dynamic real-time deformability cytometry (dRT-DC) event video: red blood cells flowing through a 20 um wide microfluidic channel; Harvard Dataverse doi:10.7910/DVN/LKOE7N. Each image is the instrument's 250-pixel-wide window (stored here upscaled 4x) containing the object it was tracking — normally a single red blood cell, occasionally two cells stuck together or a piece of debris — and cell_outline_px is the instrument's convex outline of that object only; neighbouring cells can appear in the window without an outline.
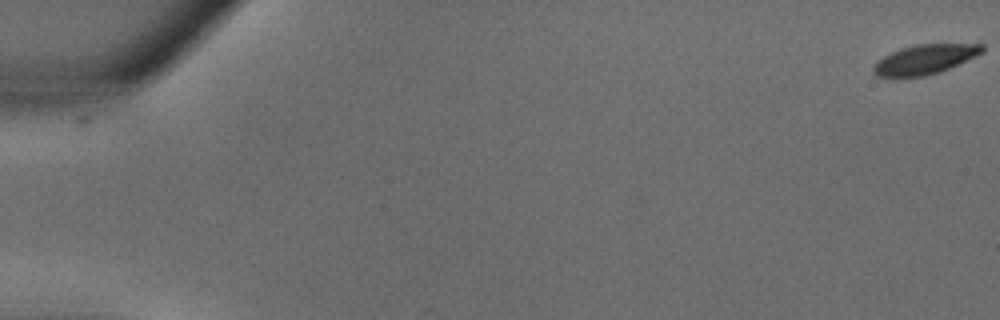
{"species": "common noctule bat (a hibernating species)", "species_latin": "Nyctalus noctula", "temperature_condition": "warm", "stored_images_in_passage": 8, "camera_frame_rate_fps": 3000, "um_per_image_px": 0.085, "animal": {"sex": "male", "body_mass_g": 18.8}, "frame": {"image": 1, "passage_image": 1, "time_ms": 0.0, "image_size_px": [1000, 320], "cell_outline_px": [[984, 52], [948, 68], [924, 76], [876, 76], [872, 72], [872, 68], [876, 60], [900, 48], [916, 44], [984, 44]], "centroid_in_image_um": [78.58, 5.03], "position_along_channel_um": 6.4, "area_um2": 18.44}}